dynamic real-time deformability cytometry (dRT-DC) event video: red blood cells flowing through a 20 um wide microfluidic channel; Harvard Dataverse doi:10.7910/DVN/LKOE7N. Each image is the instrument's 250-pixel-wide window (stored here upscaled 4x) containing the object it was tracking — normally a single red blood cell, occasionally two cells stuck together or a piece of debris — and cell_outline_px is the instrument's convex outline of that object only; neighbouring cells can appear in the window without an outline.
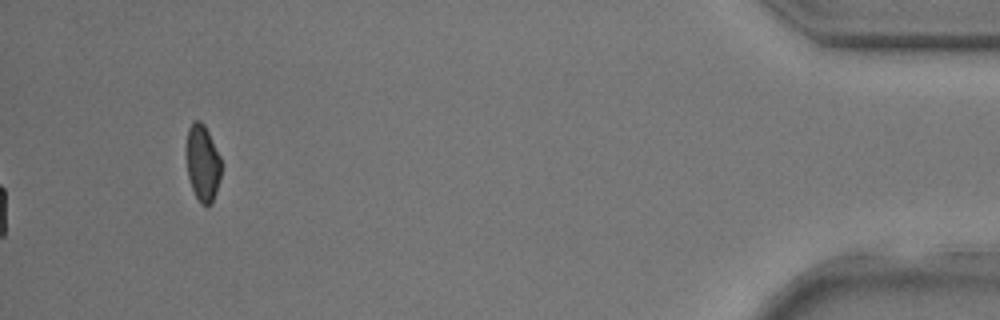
{"species": "common noctule bat (a hibernating species)", "species_latin": "Nyctalus noctula", "temperature_condition": "room temperature", "stored_images_in_passage": 39, "camera_frame_rate_fps": 3000, "um_per_image_px": 0.085, "animal": {"sex": "male", "body_mass_g": 17.9, "forearm_length_mm": 54.2}, "frame": {"image": 1, "passage_image": 39, "time_ms": 12.667, "image_size_px": [1000, 320], "cell_outline_px": [[220, 180], [212, 204], [208, 208], [200, 204], [192, 188], [188, 176], [188, 128], [192, 120], [200, 120], [204, 124], [220, 156]], "centroid_in_image_um": [17.25, 13.9], "position_along_channel_um": 418.0, "area_um2": 15.32}}